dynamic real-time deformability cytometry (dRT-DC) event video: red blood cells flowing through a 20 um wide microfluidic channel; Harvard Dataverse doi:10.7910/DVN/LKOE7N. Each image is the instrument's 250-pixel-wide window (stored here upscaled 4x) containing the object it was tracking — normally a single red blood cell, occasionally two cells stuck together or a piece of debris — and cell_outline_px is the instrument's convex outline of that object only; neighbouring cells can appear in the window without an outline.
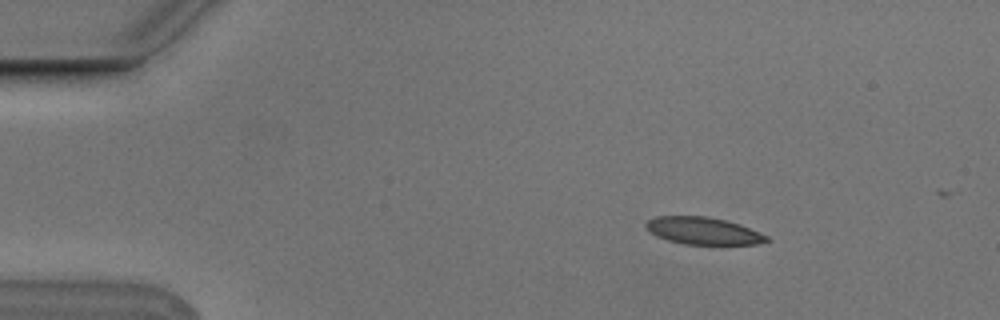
{"species": "Egyptian fruit bat (a non-hibernating species)", "species_latin": "Rousettus aegyptiacus", "temperature_condition": "cold", "stored_images_in_passage": 4, "camera_frame_rate_fps": 3000, "um_per_image_px": 0.085, "animal": {"sex": "male"}, "frame": {"image": 1, "passage_image": 1, "time_ms": 0.0, "image_size_px": [1000, 320], "cell_outline_px": [[772, 240], [756, 244], [720, 248], [684, 244], [668, 240], [656, 236], [644, 224], [648, 220], [656, 216], [708, 216], [740, 224], [760, 232], [768, 236]], "centroid_in_image_um": [59.87, 19.68], "position_along_channel_um": 25.1, "area_um2": 20.11}}